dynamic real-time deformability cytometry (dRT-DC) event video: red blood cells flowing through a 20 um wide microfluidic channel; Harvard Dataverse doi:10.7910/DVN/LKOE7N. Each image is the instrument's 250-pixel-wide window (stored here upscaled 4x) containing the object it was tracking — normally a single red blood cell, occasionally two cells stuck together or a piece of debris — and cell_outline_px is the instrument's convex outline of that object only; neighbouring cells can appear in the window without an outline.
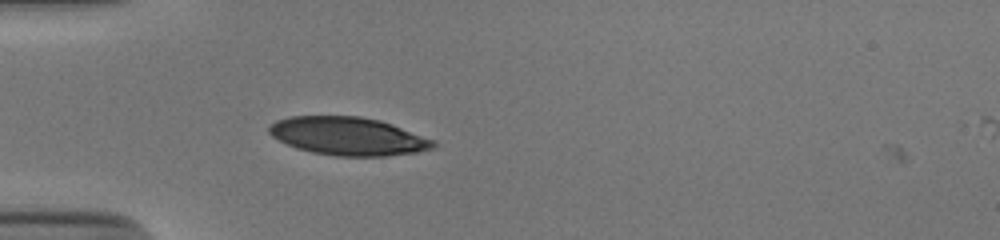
{"species": "human", "species_latin": "Homo sapiens", "temperature_condition": "cold", "stored_images_in_passage": 2, "camera_frame_rate_fps": 3000, "um_per_image_px": 0.085, "donor": {"sex": "male"}, "frame": {"image": 1, "passage_image": 1, "time_ms": 0.0, "image_size_px": [1000, 240], "cell_outline_px": [[436, 148], [416, 152], [384, 156], [336, 156], [312, 152], [296, 148], [272, 136], [268, 132], [268, 128], [276, 120], [288, 116], [360, 116], [380, 120], [392, 124], [436, 140]], "centroid_in_image_um": [29.61, 11.57], "position_along_channel_um": 55.4, "area_um2": 36.59}}